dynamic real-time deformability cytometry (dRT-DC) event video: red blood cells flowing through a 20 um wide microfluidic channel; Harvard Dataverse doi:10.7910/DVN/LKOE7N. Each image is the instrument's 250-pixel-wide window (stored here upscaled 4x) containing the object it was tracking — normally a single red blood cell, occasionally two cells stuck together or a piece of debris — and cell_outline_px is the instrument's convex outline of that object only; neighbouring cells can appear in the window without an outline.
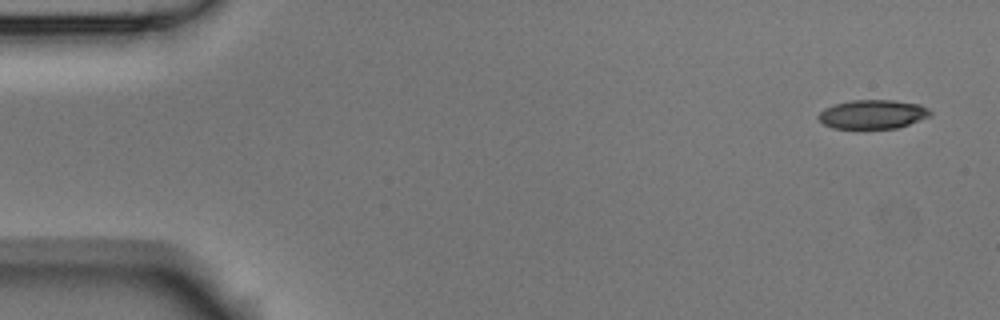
{"species": "Egyptian fruit bat (a non-hibernating species)", "species_latin": "Rousettus aegyptiacus", "temperature_condition": "room temperature", "stored_images_in_passage": 5, "camera_frame_rate_fps": 3000, "um_per_image_px": 0.085, "animal": {"sex": "male"}, "frame": {"image": 1, "passage_image": 1, "time_ms": 0.0, "image_size_px": [1000, 320], "cell_outline_px": [[932, 116], [896, 128], [832, 128], [824, 124], [816, 116], [824, 108], [836, 104], [852, 100], [892, 100], [920, 104], [928, 108], [932, 112]], "centroid_in_image_um": [74.2, 9.71], "position_along_channel_um": 10.8, "area_um2": 18.84}}
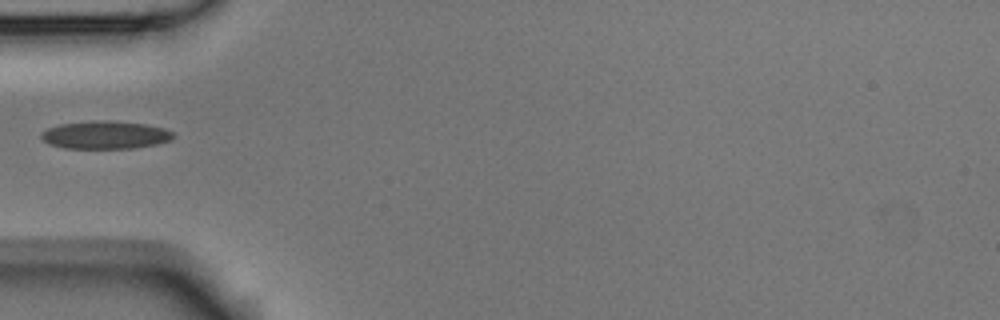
{"frame": {"image": 2, "passage_image": 4, "time_ms": 1.0, "image_size_px": [1000, 320], "cell_outline_px": [[176, 136], [168, 140], [156, 144], [132, 148], [64, 148], [48, 144], [40, 136], [40, 132], [48, 128], [60, 124], [92, 120], [108, 120], [144, 124], [164, 128], [172, 132]], "centroid_in_image_um": [8.91, 11.46], "position_along_channel_um": 76.1, "area_um2": 21.44}}
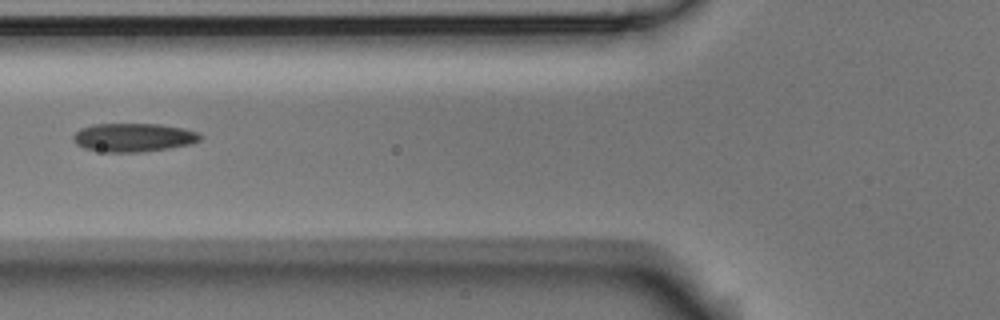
{"frame": {"image": 3, "passage_image": 5, "time_ms": 1.333, "image_size_px": [1000, 320], "cell_outline_px": [[204, 136], [200, 140], [188, 144], [168, 148], [140, 152], [104, 152], [84, 148], [76, 144], [72, 140], [72, 136], [80, 128], [92, 124], [160, 124], [184, 128], [196, 132]], "centroid_in_image_um": [11.31, 11.68], "position_along_channel_um": 114.5, "area_um2": 21.15}}